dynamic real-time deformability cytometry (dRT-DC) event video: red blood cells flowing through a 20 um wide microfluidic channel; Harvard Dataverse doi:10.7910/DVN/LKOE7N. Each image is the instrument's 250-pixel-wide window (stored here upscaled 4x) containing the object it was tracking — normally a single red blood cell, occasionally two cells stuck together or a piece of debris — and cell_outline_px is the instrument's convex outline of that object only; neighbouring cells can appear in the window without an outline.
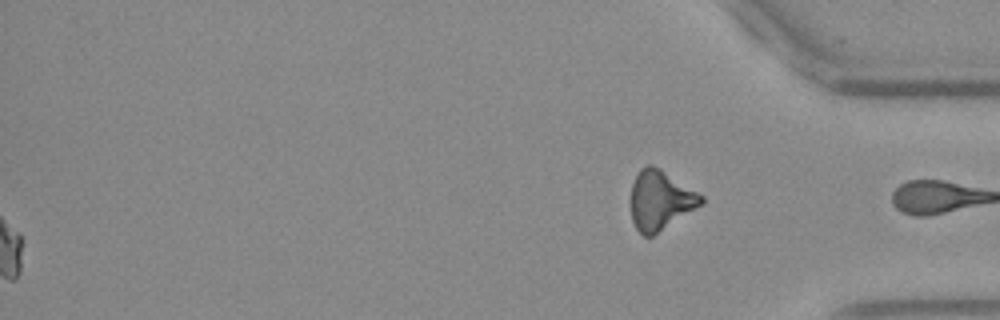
{"species": "Egyptian fruit bat (a non-hibernating species)", "species_latin": "Rousettus aegyptiacus", "temperature_condition": "warm", "stored_images_in_passage": 53, "segment_of_instrument_passage": [2, 2], "camera_frame_rate_fps": 3000, "um_per_image_px": 0.085, "frame": {"image": 1, "passage_image": 53, "time_ms": 17.333, "image_size_px": [1000, 320], "cell_outline_px": [[704, 204], [652, 236], [644, 236], [636, 228], [632, 220], [632, 184], [640, 168], [648, 164], [652, 164], [660, 168], [704, 196]], "centroid_in_image_um": [56.15, 17.01], "position_along_channel_um": 379.0, "area_um2": 24.22}}